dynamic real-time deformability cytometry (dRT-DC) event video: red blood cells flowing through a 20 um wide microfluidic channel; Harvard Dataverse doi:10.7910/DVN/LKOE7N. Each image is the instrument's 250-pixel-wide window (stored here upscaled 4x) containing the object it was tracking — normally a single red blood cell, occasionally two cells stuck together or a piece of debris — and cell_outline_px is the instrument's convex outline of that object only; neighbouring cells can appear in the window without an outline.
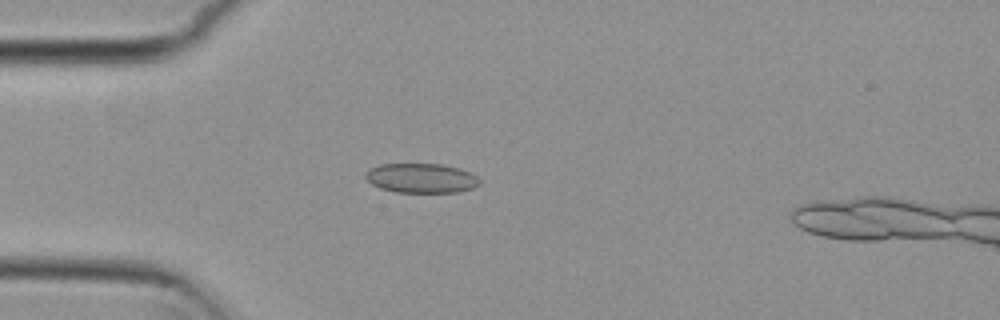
{"species": "common noctule bat (a hibernating species)", "species_latin": "Nyctalus noctula", "temperature_condition": "cold", "stored_images_in_passage": 52, "camera_frame_rate_fps": 3000, "um_per_image_px": 0.085, "animal": {"sex": "female", "body_mass_g": 29.2, "forearm_length_mm": 56.3}, "frame": {"image": 1, "passage_image": 14, "time_ms": 4.333, "image_size_px": [1000, 320], "cell_outline_px": [[480, 184], [472, 188], [456, 192], [396, 192], [380, 188], [372, 184], [364, 176], [364, 172], [380, 164], [440, 164], [460, 168], [476, 176], [480, 180]], "centroid_in_image_um": [35.79, 15.14], "position_along_channel_um": 49.2, "area_um2": 19.54}}
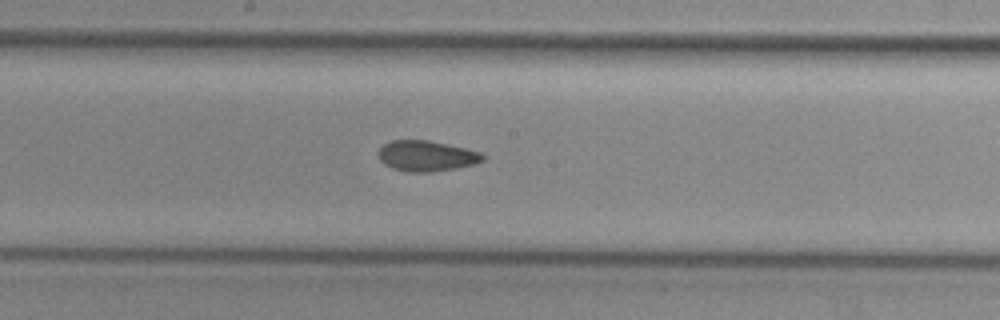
{"frame": {"image": 2, "passage_image": 28, "time_ms": 9.0, "image_size_px": [1000, 320], "cell_outline_px": [[484, 160], [476, 164], [456, 168], [432, 172], [408, 172], [392, 168], [384, 164], [380, 160], [380, 148], [384, 144], [392, 140], [428, 140], [464, 148], [480, 152], [484, 156]], "centroid_in_image_um": [36.26, 13.26], "position_along_channel_um": 211.9, "area_um2": 18.5}}
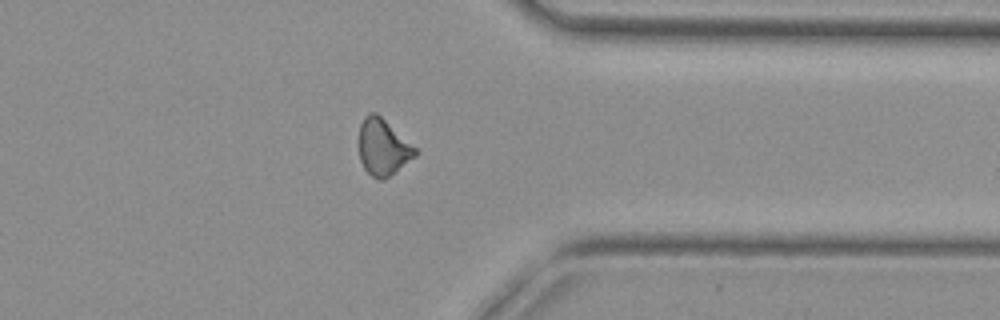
{"frame": {"image": 3, "passage_image": 42, "time_ms": 13.667, "image_size_px": [1000, 320], "cell_outline_px": [[416, 156], [384, 180], [380, 180], [372, 176], [364, 168], [360, 160], [360, 124], [364, 116], [368, 112], [376, 112], [416, 148]], "centroid_in_image_um": [32.54, 12.51], "position_along_channel_um": 378.9, "area_um2": 18.21}, "authors_computed_cell_mechanics": {"area_um2": 18.8139, "velocity_mm_per_s": 3.739, "shape_relaxation_time_tau1_ms": null, "shape_relaxation_time_tau2_ms": 2.3303, "deformation_change_tau1": null, "deformation_change_tau2": 0.0831}}